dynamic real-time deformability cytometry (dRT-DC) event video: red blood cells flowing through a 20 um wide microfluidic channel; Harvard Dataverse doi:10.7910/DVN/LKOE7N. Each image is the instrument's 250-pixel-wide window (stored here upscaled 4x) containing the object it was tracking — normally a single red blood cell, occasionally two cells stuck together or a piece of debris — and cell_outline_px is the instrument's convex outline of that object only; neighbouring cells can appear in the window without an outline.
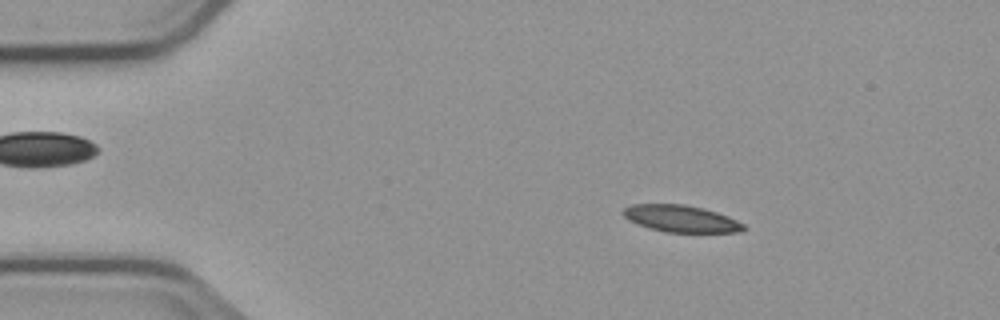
{"species": "common noctule bat (a hibernating species)", "species_latin": "Nyctalus noctula", "temperature_condition": "cold", "stored_images_in_passage": 6, "camera_frame_rate_fps": 3000, "um_per_image_px": 0.085, "animal": {"sex": "male", "body_mass_g": 23.1, "forearm_length_mm": 52.7}, "frame": {"image": 1, "passage_image": 2, "time_ms": 1.0, "image_size_px": [1000, 320], "cell_outline_px": [[748, 228], [740, 232], [664, 232], [648, 228], [636, 224], [628, 220], [620, 212], [624, 208], [632, 204], [684, 204], [716, 212], [728, 216], [744, 224]], "centroid_in_image_um": [57.85, 18.59], "position_along_channel_um": 27.1, "area_um2": 18.96}}
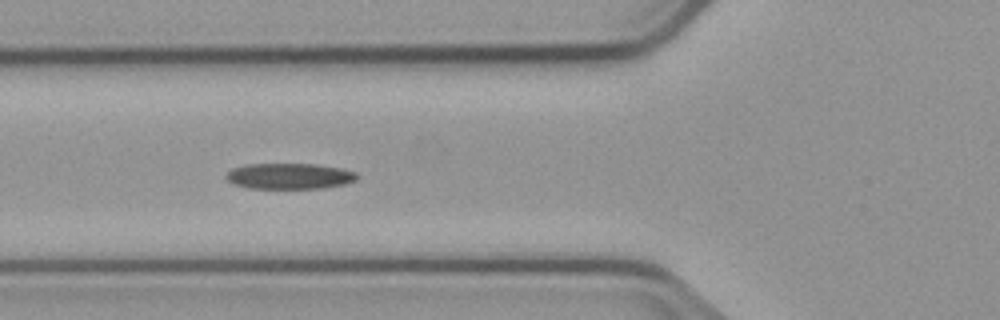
{"frame": {"image": 2, "passage_image": 5, "time_ms": 4.667, "image_size_px": [1000, 320], "cell_outline_px": [[360, 176], [356, 180], [344, 184], [324, 188], [248, 188], [232, 184], [224, 176], [232, 168], [244, 164], [316, 164], [340, 168], [356, 172]], "centroid_in_image_um": [24.59, 14.97], "position_along_channel_um": 101.2, "area_um2": 19.83}}
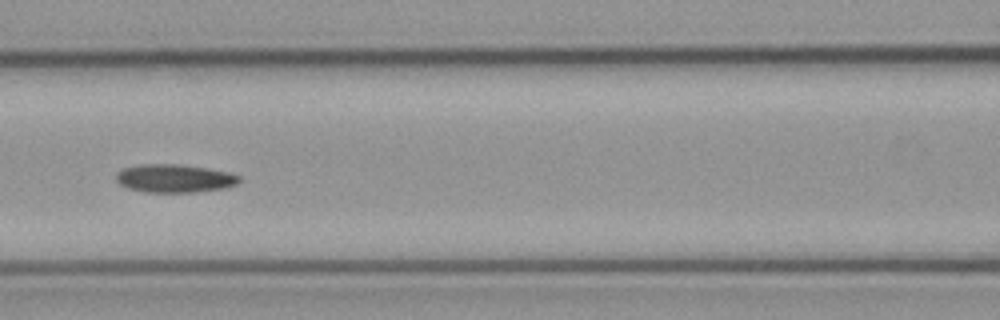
{"frame": {"image": 3, "passage_image": 6, "time_ms": 6.0, "image_size_px": [1000, 320], "cell_outline_px": [[240, 180], [236, 184], [224, 188], [196, 192], [144, 192], [128, 188], [120, 184], [116, 180], [116, 172], [124, 168], [140, 164], [180, 164], [208, 168], [228, 172], [240, 176]], "centroid_in_image_um": [14.82, 15.16], "position_along_channel_um": 151.8, "area_um2": 20.29}}